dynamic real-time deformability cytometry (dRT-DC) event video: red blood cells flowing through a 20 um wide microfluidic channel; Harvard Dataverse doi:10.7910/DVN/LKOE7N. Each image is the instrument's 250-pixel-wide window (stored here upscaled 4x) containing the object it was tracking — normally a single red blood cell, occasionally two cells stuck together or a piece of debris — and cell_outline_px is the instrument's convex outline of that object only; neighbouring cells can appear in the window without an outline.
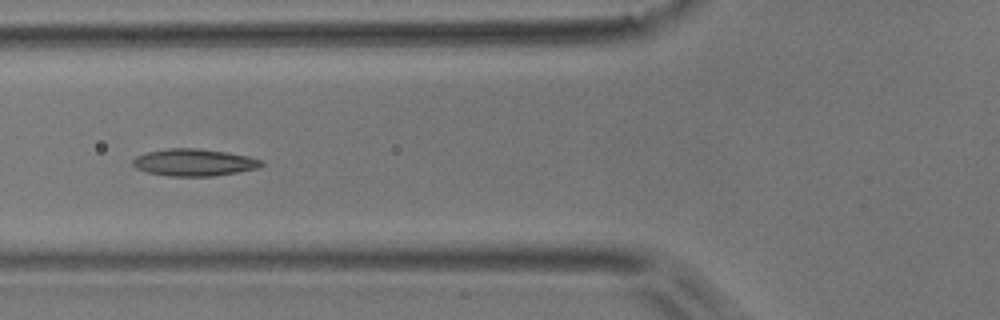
{"species": "common noctule bat (a hibernating species)", "species_latin": "Nyctalus noctula", "temperature_condition": "room temperature", "stored_images_in_passage": 7, "camera_frame_rate_fps": 3000, "um_per_image_px": 0.085, "animal": {"sex": "male", "body_mass_g": 17.9}, "frame": {"image": 1, "passage_image": 5, "time_ms": 1.333, "image_size_px": [1000, 320], "cell_outline_px": [[264, 164], [260, 168], [212, 176], [168, 176], [148, 172], [136, 168], [132, 164], [132, 160], [136, 156], [148, 152], [168, 148], [196, 148], [224, 152], [248, 156], [264, 160]], "centroid_in_image_um": [16.51, 13.81], "position_along_channel_um": 109.3, "area_um2": 20.23}}
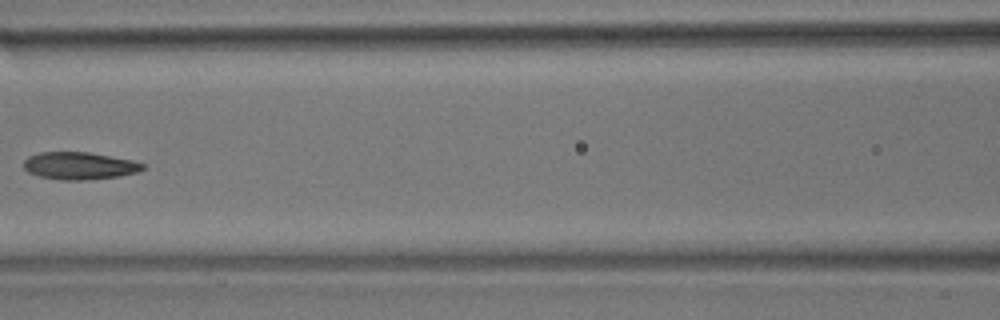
{"frame": {"image": 2, "passage_image": 6, "time_ms": 1.667, "image_size_px": [1000, 320], "cell_outline_px": [[148, 168], [136, 172], [120, 176], [84, 180], [60, 180], [40, 176], [28, 172], [24, 168], [24, 160], [28, 156], [40, 152], [88, 152], [132, 160], [148, 164]], "centroid_in_image_um": [6.79, 14.09], "position_along_channel_um": 159.8, "area_um2": 19.13}}
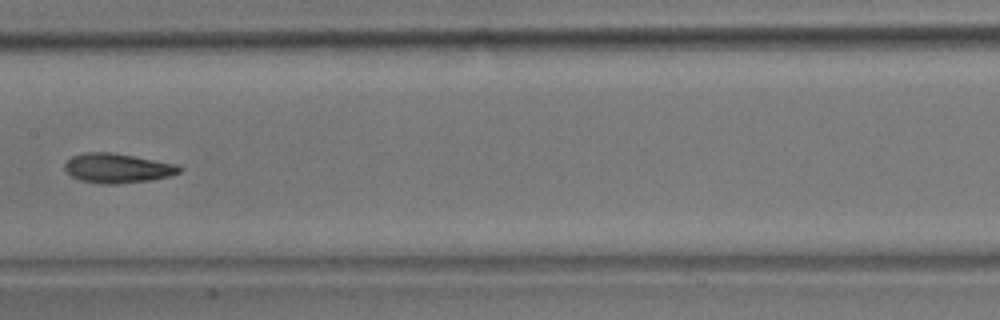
{"frame": {"image": 3, "passage_image": 7, "time_ms": 2.0, "image_size_px": [1000, 320], "cell_outline_px": [[184, 168], [180, 172], [168, 176], [152, 180], [116, 184], [104, 184], [80, 180], [72, 176], [64, 168], [64, 164], [72, 156], [84, 152], [108, 152], [132, 156], [176, 164]], "centroid_in_image_um": [9.98, 14.3], "position_along_channel_um": 197.4, "area_um2": 19.54}}